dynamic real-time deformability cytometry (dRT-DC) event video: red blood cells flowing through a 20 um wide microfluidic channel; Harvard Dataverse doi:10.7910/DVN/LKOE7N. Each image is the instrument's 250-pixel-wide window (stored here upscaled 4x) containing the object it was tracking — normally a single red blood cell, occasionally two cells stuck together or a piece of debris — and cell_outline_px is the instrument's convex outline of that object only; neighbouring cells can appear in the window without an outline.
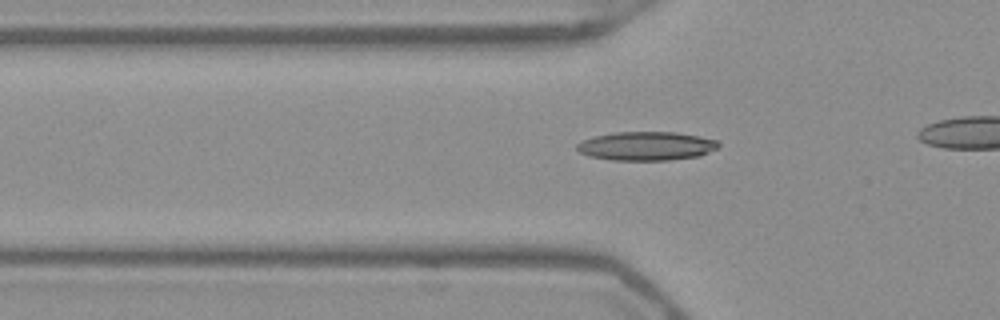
{"species": "Egyptian fruit bat (a non-hibernating species)", "species_latin": "Rousettus aegyptiacus", "temperature_condition": "warm", "stored_images_in_passage": 35, "camera_frame_rate_fps": 3000, "um_per_image_px": 0.085, "frame": {"image": 1, "passage_image": 10, "time_ms": 3.0, "image_size_px": [1000, 320], "cell_outline_px": [[720, 144], [716, 148], [700, 156], [668, 160], [612, 160], [588, 156], [580, 152], [576, 148], [576, 144], [584, 140], [596, 136], [616, 132], [676, 132], [716, 140]], "centroid_in_image_um": [54.92, 12.42], "position_along_channel_um": 70.9, "area_um2": 23.52}}
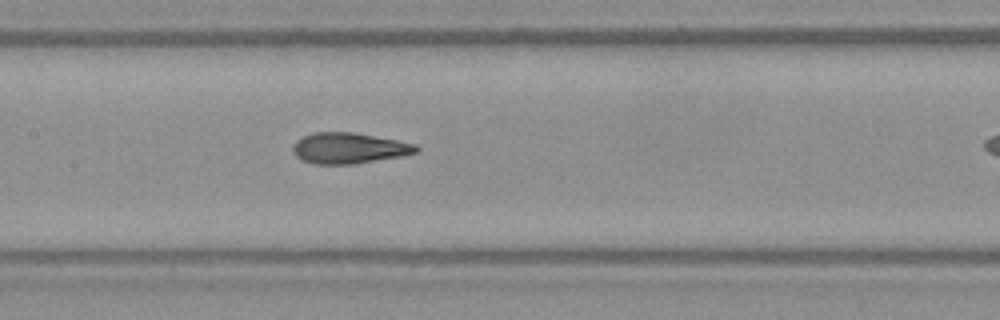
{"frame": {"image": 2, "passage_image": 18, "time_ms": 5.667, "image_size_px": [1000, 320], "cell_outline_px": [[420, 148], [416, 152], [404, 156], [352, 164], [312, 164], [296, 156], [292, 152], [292, 144], [296, 140], [312, 132], [352, 132], [396, 140], [416, 144]], "centroid_in_image_um": [29.64, 12.59], "position_along_channel_um": 177.8, "area_um2": 22.2}}
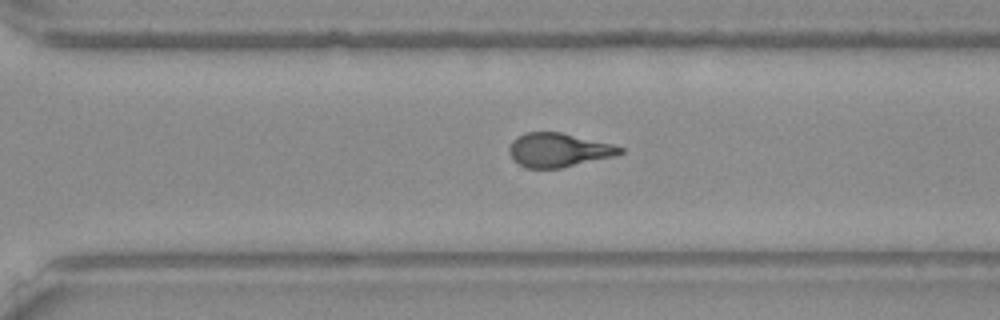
{"frame": {"image": 3, "passage_image": 29, "time_ms": 9.333, "image_size_px": [1000, 320], "cell_outline_px": [[624, 152], [612, 156], [560, 168], [524, 168], [512, 160], [508, 152], [508, 148], [512, 140], [516, 136], [524, 132], [560, 132], [612, 144], [624, 148]], "centroid_in_image_um": [47.39, 12.75], "position_along_channel_um": 323.2, "area_um2": 21.91}}